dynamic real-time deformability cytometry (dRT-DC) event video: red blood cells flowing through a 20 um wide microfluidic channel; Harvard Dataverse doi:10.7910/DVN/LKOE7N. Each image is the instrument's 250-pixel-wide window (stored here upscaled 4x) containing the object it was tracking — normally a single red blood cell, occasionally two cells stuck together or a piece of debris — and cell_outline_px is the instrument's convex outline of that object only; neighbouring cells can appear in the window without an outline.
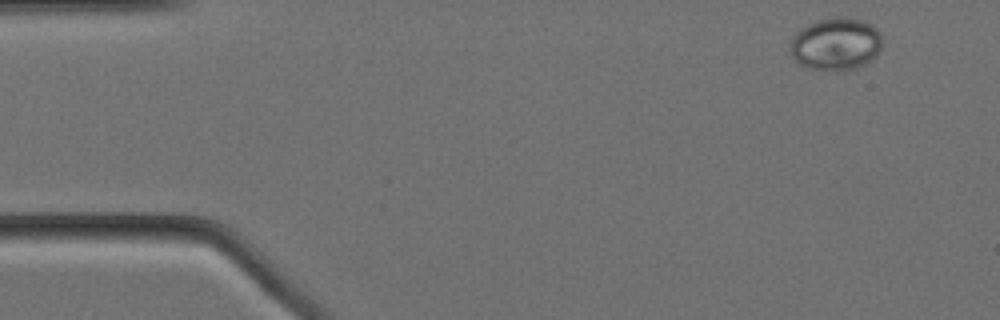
{"species": "Egyptian fruit bat (a non-hibernating species)", "species_latin": "Rousettus aegyptiacus", "temperature_condition": "cold", "stored_images_in_passage": 14, "camera_frame_rate_fps": 3000, "um_per_image_px": 0.085, "animal": {"sex": "female"}, "frame": {"image": 1, "passage_image": 1, "time_ms": 0.0, "image_size_px": [1000, 320], "cell_outline_px": [[880, 48], [876, 56], [872, 60], [856, 68], [836, 72], [808, 68], [800, 64], [792, 56], [792, 36], [800, 28], [816, 20], [836, 16], [844, 16], [864, 20], [872, 24], [880, 32]], "centroid_in_image_um": [71.06, 3.73], "position_along_channel_um": 13.9, "area_um2": 28.5}}